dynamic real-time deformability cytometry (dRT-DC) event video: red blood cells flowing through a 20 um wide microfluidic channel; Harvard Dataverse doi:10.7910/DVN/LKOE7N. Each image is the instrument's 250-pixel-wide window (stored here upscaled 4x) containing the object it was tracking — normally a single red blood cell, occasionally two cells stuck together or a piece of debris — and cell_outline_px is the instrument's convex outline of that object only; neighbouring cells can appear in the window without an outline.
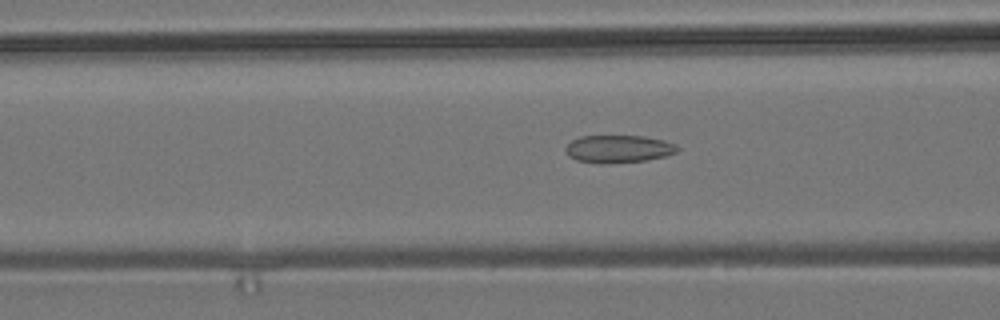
{"species": "common noctule bat (a hibernating species)", "species_latin": "Nyctalus noctula", "temperature_condition": "room temperature", "stored_images_in_passage": 54, "camera_frame_rate_fps": 3000, "um_per_image_px": 0.085, "animal": {"sex": "male", "body_mass_g": 19.2, "forearm_length_mm": 51.8}, "frame": {"image": 1, "passage_image": 21, "time_ms": 6.667, "image_size_px": [1000, 320], "cell_outline_px": [[680, 148], [676, 152], [664, 156], [648, 160], [604, 164], [600, 164], [576, 160], [568, 156], [564, 148], [572, 140], [580, 136], [644, 136], [664, 140], [676, 144]], "centroid_in_image_um": [52.56, 12.66], "position_along_channel_um": 114.0, "area_um2": 18.15}}
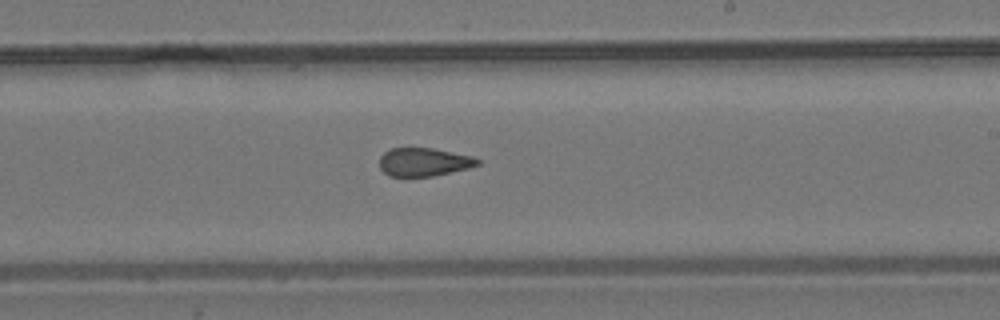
{"frame": {"image": 2, "passage_image": 32, "time_ms": 10.333, "image_size_px": [1000, 320], "cell_outline_px": [[480, 164], [468, 168], [432, 176], [388, 176], [380, 168], [380, 156], [384, 152], [392, 148], [432, 148], [472, 156], [480, 160]], "centroid_in_image_um": [36.02, 13.77], "position_along_channel_um": 253.0, "area_um2": 16.07}}
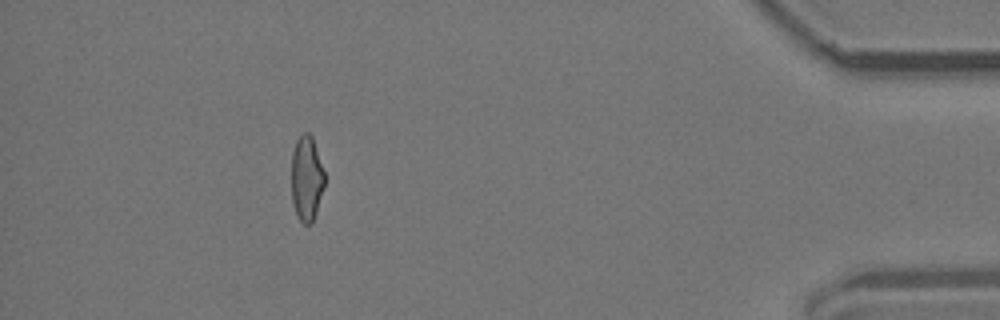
{"frame": {"image": 3, "passage_image": 49, "time_ms": 16.0, "image_size_px": [1000, 320], "cell_outline_px": [[324, 188], [312, 224], [304, 224], [300, 220], [296, 212], [292, 200], [292, 152], [296, 140], [304, 132], [308, 132], [312, 136], [324, 172]], "centroid_in_image_um": [26.06, 15.16], "position_along_channel_um": 409.1, "area_um2": 16.3}, "authors_computed_cell_mechanics": {"area_um2": 17.8024, "velocity_mm_per_s": 3.7938, "shape_relaxation_time_tau1_ms": null, "shape_relaxation_time_tau2_ms": 1.7612, "deformation_change_tau1": null, "deformation_change_tau2": 0.0943}}